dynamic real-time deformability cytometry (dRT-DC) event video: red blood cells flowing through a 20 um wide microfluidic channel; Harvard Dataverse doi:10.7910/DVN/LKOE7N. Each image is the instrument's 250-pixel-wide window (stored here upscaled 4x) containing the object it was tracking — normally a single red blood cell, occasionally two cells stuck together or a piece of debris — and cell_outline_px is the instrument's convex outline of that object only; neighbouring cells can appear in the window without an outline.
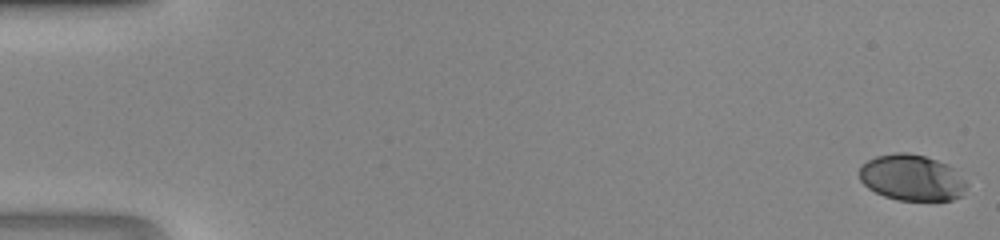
{"species": "human", "species_latin": "Homo sapiens", "temperature_condition": "room temperature", "stored_images_in_passage": 48, "camera_frame_rate_fps": 3000, "um_per_image_px": 0.085, "donor": {"sex": "male"}, "frame": {"image": 1, "passage_image": 1, "time_ms": 0.0, "image_size_px": [1000, 240], "cell_outline_px": [[968, 184], [960, 196], [952, 200], [896, 200], [884, 196], [868, 188], [860, 180], [860, 168], [868, 160], [876, 156], [896, 152], [908, 152], [924, 156], [948, 164]], "centroid_in_image_um": [77.49, 15.1], "position_along_channel_um": 7.5, "area_um2": 28.61}}
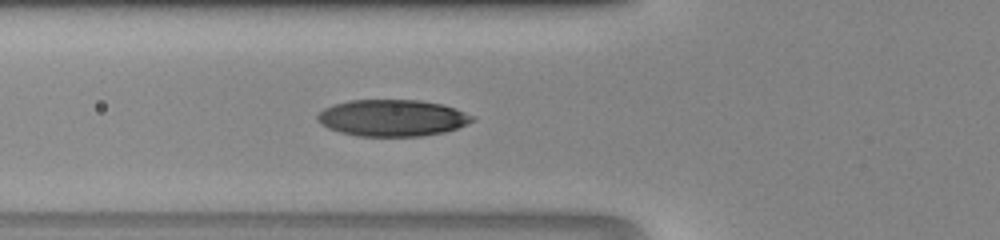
{"frame": {"image": 2, "passage_image": 19, "time_ms": 6.0, "image_size_px": [1000, 240], "cell_outline_px": [[476, 120], [468, 124], [444, 132], [420, 136], [356, 136], [340, 132], [328, 128], [320, 124], [316, 120], [316, 116], [324, 108], [332, 104], [348, 100], [420, 100], [444, 104], [456, 108], [476, 116]], "centroid_in_image_um": [33.36, 10.01], "position_along_channel_um": 92.4, "area_um2": 33.47}}
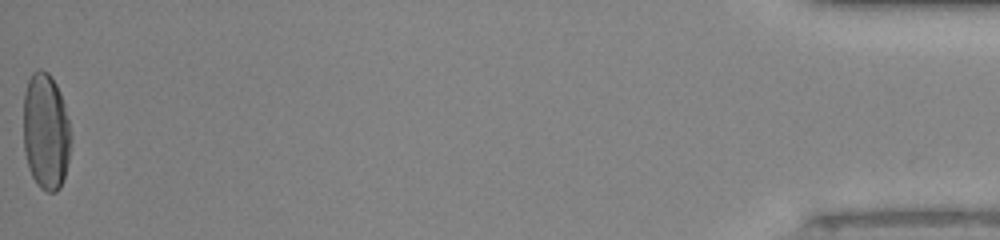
{"frame": {"image": 3, "passage_image": 48, "time_ms": 15.667, "image_size_px": [1000, 240], "cell_outline_px": [[72, 136], [68, 160], [64, 180], [60, 188], [56, 192], [48, 192], [40, 188], [36, 184], [28, 168], [24, 152], [24, 92], [28, 80], [32, 72], [36, 68], [40, 68], [48, 72], [56, 84], [60, 92], [64, 104], [72, 132]], "centroid_in_image_um": [3.9, 11.18], "position_along_channel_um": 431.3, "area_um2": 32.83}}